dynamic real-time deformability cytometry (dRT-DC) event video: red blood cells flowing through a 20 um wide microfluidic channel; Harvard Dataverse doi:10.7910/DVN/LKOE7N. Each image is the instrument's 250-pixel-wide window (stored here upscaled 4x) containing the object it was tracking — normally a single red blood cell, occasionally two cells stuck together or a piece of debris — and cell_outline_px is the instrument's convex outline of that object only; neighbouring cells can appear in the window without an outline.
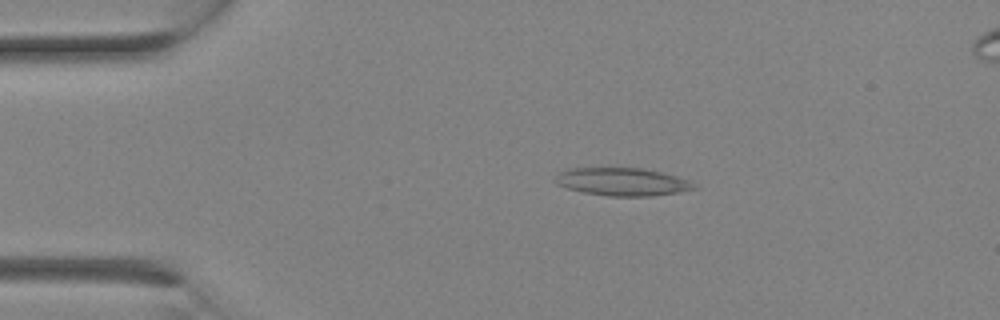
{"species": "Egyptian fruit bat (a non-hibernating species)", "species_latin": "Rousettus aegyptiacus", "temperature_condition": "room temperature", "stored_images_in_passage": 8, "camera_frame_rate_fps": 3000, "um_per_image_px": 0.085, "animal": {"sex": "female"}, "frame": {"image": 1, "passage_image": 4, "time_ms": 1.0, "image_size_px": [1000, 320], "cell_outline_px": [[696, 188], [676, 192], [652, 196], [608, 196], [584, 192], [568, 188], [556, 184], [556, 176], [564, 168], [640, 168], [660, 172], [676, 176], [688, 180]], "centroid_in_image_um": [52.84, 15.44], "position_along_channel_um": 32.2, "area_um2": 22.2}}
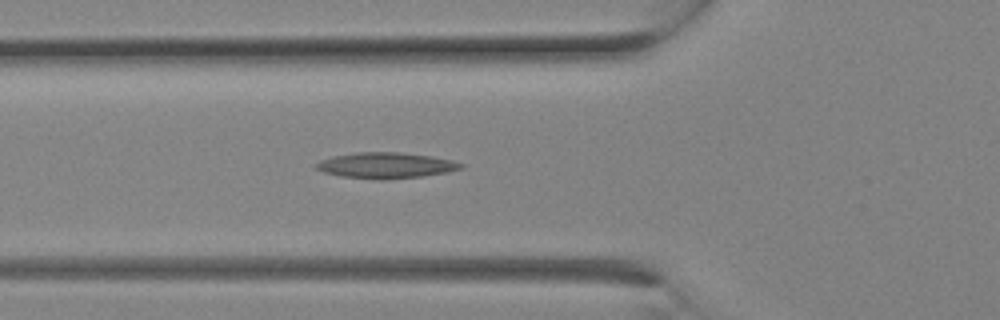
{"frame": {"image": 2, "passage_image": 8, "time_ms": 2.333, "image_size_px": [1000, 320], "cell_outline_px": [[464, 168], [448, 172], [424, 176], [384, 180], [376, 180], [340, 176], [324, 172], [316, 168], [316, 164], [320, 160], [332, 156], [356, 152], [400, 152], [432, 156], [452, 160], [464, 164]], "centroid_in_image_um": [32.82, 14.06], "position_along_channel_um": 93.0, "area_um2": 22.02}}